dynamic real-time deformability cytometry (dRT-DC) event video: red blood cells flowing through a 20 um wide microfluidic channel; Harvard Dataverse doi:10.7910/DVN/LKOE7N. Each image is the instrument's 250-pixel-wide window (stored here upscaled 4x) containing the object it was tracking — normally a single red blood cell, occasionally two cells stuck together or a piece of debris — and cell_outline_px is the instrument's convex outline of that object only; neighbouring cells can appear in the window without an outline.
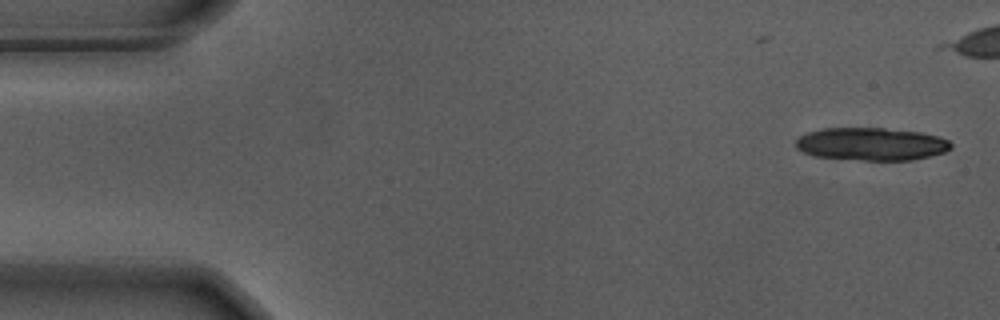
{"species": "Egyptian fruit bat (a non-hibernating species)", "species_latin": "Rousettus aegyptiacus", "temperature_condition": "warm", "stored_images_in_passage": 17, "camera_frame_rate_fps": 3000, "um_per_image_px": 0.085, "animal": {"sex": "male"}, "frame": {"image": 1, "passage_image": 1, "time_ms": 0.0, "image_size_px": [1000, 320], "cell_outline_px": [[952, 148], [944, 152], [912, 160], [864, 160], [816, 156], [804, 152], [796, 148], [796, 140], [800, 136], [808, 132], [820, 128], [884, 128], [920, 132], [940, 136], [948, 140], [952, 144]], "centroid_in_image_um": [74.08, 12.23], "position_along_channel_um": 10.9, "area_um2": 29.59}}